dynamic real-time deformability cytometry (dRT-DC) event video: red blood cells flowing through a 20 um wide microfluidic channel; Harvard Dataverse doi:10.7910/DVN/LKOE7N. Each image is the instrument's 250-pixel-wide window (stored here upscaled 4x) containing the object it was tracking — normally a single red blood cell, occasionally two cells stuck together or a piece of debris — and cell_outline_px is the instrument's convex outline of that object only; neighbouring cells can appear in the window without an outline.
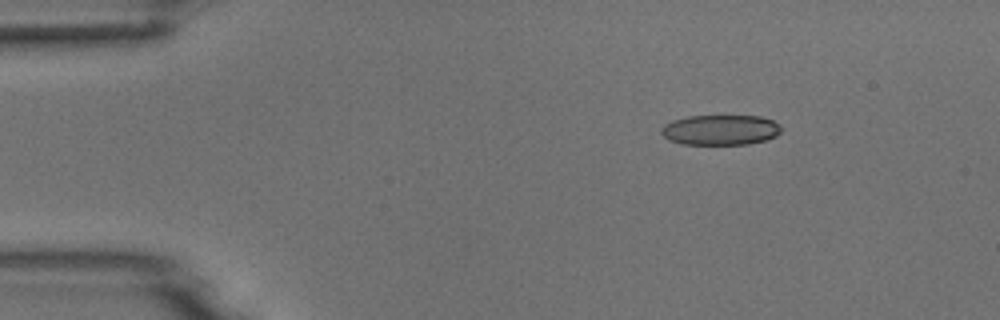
{"species": "common noctule bat (a hibernating species)", "species_latin": "Nyctalus noctula", "temperature_condition": "room temperature", "stored_images_in_passage": 6, "camera_frame_rate_fps": 3000, "um_per_image_px": 0.085, "animal": {"sex": "male", "body_mass_g": 18.8}, "frame": {"image": 1, "passage_image": 3, "time_ms": 0.667, "image_size_px": [1000, 320], "cell_outline_px": [[784, 128], [776, 136], [768, 140], [748, 144], [684, 144], [668, 140], [660, 132], [664, 124], [672, 120], [688, 116], [760, 116], [772, 120], [780, 124]], "centroid_in_image_um": [61.27, 11.04], "position_along_channel_um": 23.7, "area_um2": 21.33}}
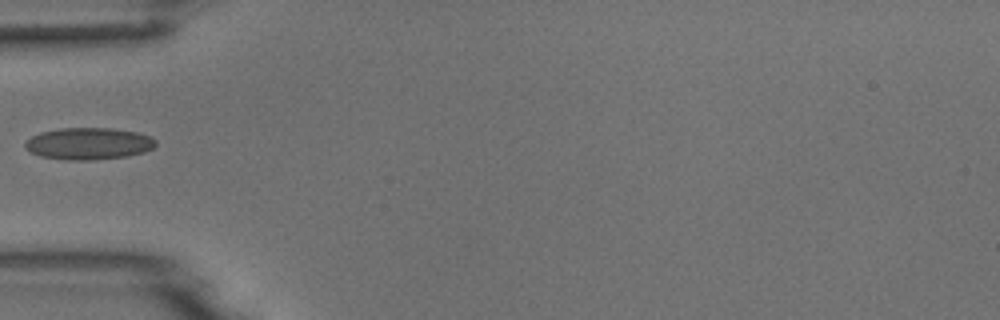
{"frame": {"image": 2, "passage_image": 6, "time_ms": 1.667, "image_size_px": [1000, 320], "cell_outline_px": [[156, 144], [152, 148], [144, 152], [124, 156], [92, 160], [68, 160], [40, 156], [28, 152], [24, 148], [24, 144], [32, 136], [40, 132], [60, 128], [112, 128], [136, 132], [152, 136], [156, 140]], "centroid_in_image_um": [7.51, 12.2], "position_along_channel_um": 77.5, "area_um2": 24.33}}